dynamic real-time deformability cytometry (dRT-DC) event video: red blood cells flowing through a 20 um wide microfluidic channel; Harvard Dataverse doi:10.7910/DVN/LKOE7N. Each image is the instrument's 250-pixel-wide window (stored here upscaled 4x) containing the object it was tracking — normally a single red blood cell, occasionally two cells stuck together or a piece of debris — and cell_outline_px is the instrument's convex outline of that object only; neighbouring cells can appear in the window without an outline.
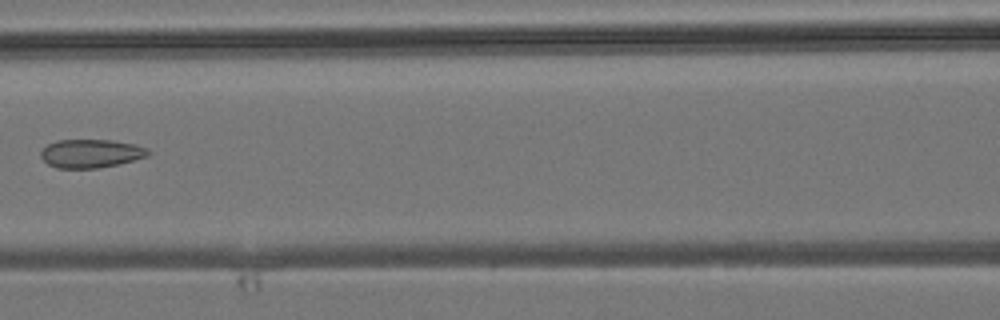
{"species": "common noctule bat (a hibernating species)", "species_latin": "Nyctalus noctula", "temperature_condition": "room temperature", "stored_images_in_passage": 8, "camera_frame_rate_fps": 3000, "um_per_image_px": 0.085, "animal": {"sex": "male", "body_mass_g": 19.2, "forearm_length_mm": 51.8}, "frame": {"image": 1, "passage_image": 7, "time_ms": 7.0, "image_size_px": [1000, 320], "cell_outline_px": [[152, 152], [148, 156], [116, 164], [96, 168], [56, 168], [48, 164], [40, 156], [40, 152], [48, 144], [56, 140], [112, 140], [132, 144], [148, 148]], "centroid_in_image_um": [7.71, 13.04], "position_along_channel_um": 158.9, "area_um2": 17.69}}
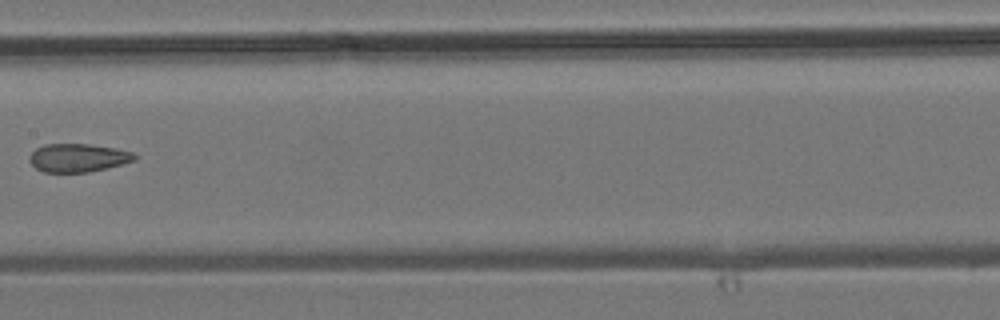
{"frame": {"image": 2, "passage_image": 8, "time_ms": 8.0, "image_size_px": [1000, 320], "cell_outline_px": [[136, 160], [88, 172], [44, 172], [36, 168], [28, 160], [28, 156], [36, 148], [44, 144], [88, 144], [112, 148], [132, 152], [136, 156]], "centroid_in_image_um": [6.57, 13.41], "position_along_channel_um": 200.8, "area_um2": 17.11}}